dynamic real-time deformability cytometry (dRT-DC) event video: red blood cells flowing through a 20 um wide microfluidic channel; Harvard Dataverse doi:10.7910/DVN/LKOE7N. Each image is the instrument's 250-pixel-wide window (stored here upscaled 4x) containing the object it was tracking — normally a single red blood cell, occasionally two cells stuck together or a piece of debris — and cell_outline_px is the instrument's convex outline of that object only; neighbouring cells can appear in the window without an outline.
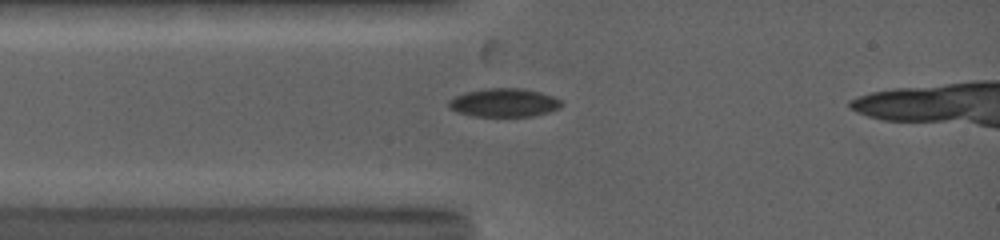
{"species": "common noctule bat (a hibernating species)", "species_latin": "Nyctalus noctula", "temperature_condition": "warm", "stored_images_in_passage": 5, "camera_frame_rate_fps": 5000, "um_per_image_px": 0.085, "animal": {"sex": "female", "body_mass_g": 19.0, "forearm_length_mm": 53.3}, "frame": {"image": 1, "passage_image": 1, "time_ms": 0.0, "image_size_px": [1000, 240], "cell_outline_px": [[564, 104], [560, 108], [548, 112], [532, 116], [476, 116], [456, 112], [448, 108], [448, 100], [464, 92], [484, 88], [520, 88], [540, 92], [552, 96], [560, 100]], "centroid_in_image_um": [42.82, 8.72], "position_along_channel_um": 42.2, "area_um2": 18.79}}
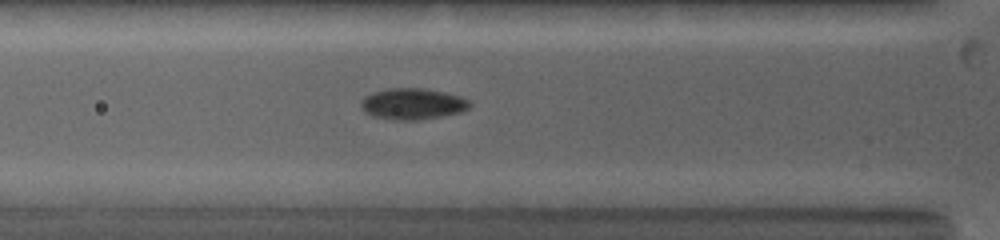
{"frame": {"image": 2, "passage_image": 5, "time_ms": 1.2, "image_size_px": [1000, 240], "cell_outline_px": [[472, 104], [468, 108], [460, 112], [440, 116], [416, 120], [392, 120], [372, 116], [364, 112], [360, 108], [360, 100], [364, 96], [372, 92], [388, 88], [424, 88], [444, 92], [460, 96], [468, 100]], "centroid_in_image_um": [35.01, 8.82], "position_along_channel_um": 90.8, "area_um2": 19.94}}